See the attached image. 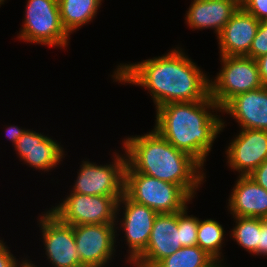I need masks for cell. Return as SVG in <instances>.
<instances>
[{"instance_id":"9a60e30c","label":"cell","mask_w":267,"mask_h":267,"mask_svg":"<svg viewBox=\"0 0 267 267\" xmlns=\"http://www.w3.org/2000/svg\"><path fill=\"white\" fill-rule=\"evenodd\" d=\"M260 21L241 6L217 35L220 56H247Z\"/></svg>"},{"instance_id":"f546056e","label":"cell","mask_w":267,"mask_h":267,"mask_svg":"<svg viewBox=\"0 0 267 267\" xmlns=\"http://www.w3.org/2000/svg\"><path fill=\"white\" fill-rule=\"evenodd\" d=\"M258 65L261 81L264 86H267V54L255 59Z\"/></svg>"},{"instance_id":"603a6c76","label":"cell","mask_w":267,"mask_h":267,"mask_svg":"<svg viewBox=\"0 0 267 267\" xmlns=\"http://www.w3.org/2000/svg\"><path fill=\"white\" fill-rule=\"evenodd\" d=\"M188 206L178 212V229H180L182 247L197 245V229L199 218L188 215Z\"/></svg>"},{"instance_id":"ac0fdd59","label":"cell","mask_w":267,"mask_h":267,"mask_svg":"<svg viewBox=\"0 0 267 267\" xmlns=\"http://www.w3.org/2000/svg\"><path fill=\"white\" fill-rule=\"evenodd\" d=\"M229 196L228 209L233 217L267 216V190L249 176H238Z\"/></svg>"},{"instance_id":"d6a6232c","label":"cell","mask_w":267,"mask_h":267,"mask_svg":"<svg viewBox=\"0 0 267 267\" xmlns=\"http://www.w3.org/2000/svg\"><path fill=\"white\" fill-rule=\"evenodd\" d=\"M263 223L267 226V216L263 218Z\"/></svg>"},{"instance_id":"1f68e13d","label":"cell","mask_w":267,"mask_h":267,"mask_svg":"<svg viewBox=\"0 0 267 267\" xmlns=\"http://www.w3.org/2000/svg\"><path fill=\"white\" fill-rule=\"evenodd\" d=\"M223 259H214L212 262H210L207 266L205 267H226L222 263Z\"/></svg>"},{"instance_id":"d6986e66","label":"cell","mask_w":267,"mask_h":267,"mask_svg":"<svg viewBox=\"0 0 267 267\" xmlns=\"http://www.w3.org/2000/svg\"><path fill=\"white\" fill-rule=\"evenodd\" d=\"M103 0H59L63 28L69 35L94 19ZM99 8V9H98Z\"/></svg>"},{"instance_id":"8992f818","label":"cell","mask_w":267,"mask_h":267,"mask_svg":"<svg viewBox=\"0 0 267 267\" xmlns=\"http://www.w3.org/2000/svg\"><path fill=\"white\" fill-rule=\"evenodd\" d=\"M222 68L210 80V97L222 108L231 98L263 85L255 59L247 56H221Z\"/></svg>"},{"instance_id":"e0dca14e","label":"cell","mask_w":267,"mask_h":267,"mask_svg":"<svg viewBox=\"0 0 267 267\" xmlns=\"http://www.w3.org/2000/svg\"><path fill=\"white\" fill-rule=\"evenodd\" d=\"M240 7V0H193L186 12L192 29H214L218 35Z\"/></svg>"},{"instance_id":"52a82bcc","label":"cell","mask_w":267,"mask_h":267,"mask_svg":"<svg viewBox=\"0 0 267 267\" xmlns=\"http://www.w3.org/2000/svg\"><path fill=\"white\" fill-rule=\"evenodd\" d=\"M122 196H100L70 193L50 211L70 226L116 224L117 202ZM117 220V221H116Z\"/></svg>"},{"instance_id":"5bb4252c","label":"cell","mask_w":267,"mask_h":267,"mask_svg":"<svg viewBox=\"0 0 267 267\" xmlns=\"http://www.w3.org/2000/svg\"><path fill=\"white\" fill-rule=\"evenodd\" d=\"M14 148L26 165L44 172L57 167L65 156L59 142L29 129H26Z\"/></svg>"},{"instance_id":"83f0119b","label":"cell","mask_w":267,"mask_h":267,"mask_svg":"<svg viewBox=\"0 0 267 267\" xmlns=\"http://www.w3.org/2000/svg\"><path fill=\"white\" fill-rule=\"evenodd\" d=\"M267 256V226L263 223L260 231V243L253 255Z\"/></svg>"},{"instance_id":"7402d4cb","label":"cell","mask_w":267,"mask_h":267,"mask_svg":"<svg viewBox=\"0 0 267 267\" xmlns=\"http://www.w3.org/2000/svg\"><path fill=\"white\" fill-rule=\"evenodd\" d=\"M214 258L198 245L182 247L160 260L154 267H205Z\"/></svg>"},{"instance_id":"4dcf8cb0","label":"cell","mask_w":267,"mask_h":267,"mask_svg":"<svg viewBox=\"0 0 267 267\" xmlns=\"http://www.w3.org/2000/svg\"><path fill=\"white\" fill-rule=\"evenodd\" d=\"M15 267H37V266L34 265V264L32 263V261L25 259V260H23V261H21V262L19 261V262L16 264Z\"/></svg>"},{"instance_id":"5b68a950","label":"cell","mask_w":267,"mask_h":267,"mask_svg":"<svg viewBox=\"0 0 267 267\" xmlns=\"http://www.w3.org/2000/svg\"><path fill=\"white\" fill-rule=\"evenodd\" d=\"M18 38L49 47L68 46L69 34L63 28L57 0H28Z\"/></svg>"},{"instance_id":"7a4b0ae2","label":"cell","mask_w":267,"mask_h":267,"mask_svg":"<svg viewBox=\"0 0 267 267\" xmlns=\"http://www.w3.org/2000/svg\"><path fill=\"white\" fill-rule=\"evenodd\" d=\"M217 112L222 110L210 96L194 102L168 103L156 108L154 129L205 166L217 135L225 128Z\"/></svg>"},{"instance_id":"9c48e42d","label":"cell","mask_w":267,"mask_h":267,"mask_svg":"<svg viewBox=\"0 0 267 267\" xmlns=\"http://www.w3.org/2000/svg\"><path fill=\"white\" fill-rule=\"evenodd\" d=\"M116 224L73 226L77 252L83 267H106L117 247Z\"/></svg>"},{"instance_id":"6da1fadb","label":"cell","mask_w":267,"mask_h":267,"mask_svg":"<svg viewBox=\"0 0 267 267\" xmlns=\"http://www.w3.org/2000/svg\"><path fill=\"white\" fill-rule=\"evenodd\" d=\"M179 48L161 57L121 63L111 76L116 82L148 90L155 108L168 103L205 100L210 96L209 76Z\"/></svg>"},{"instance_id":"2e32d148","label":"cell","mask_w":267,"mask_h":267,"mask_svg":"<svg viewBox=\"0 0 267 267\" xmlns=\"http://www.w3.org/2000/svg\"><path fill=\"white\" fill-rule=\"evenodd\" d=\"M221 110L233 117L241 129L267 131V86L234 96Z\"/></svg>"},{"instance_id":"7c38bea8","label":"cell","mask_w":267,"mask_h":267,"mask_svg":"<svg viewBox=\"0 0 267 267\" xmlns=\"http://www.w3.org/2000/svg\"><path fill=\"white\" fill-rule=\"evenodd\" d=\"M225 152L228 166L239 176H249L267 159V131L241 129Z\"/></svg>"},{"instance_id":"ba28073f","label":"cell","mask_w":267,"mask_h":267,"mask_svg":"<svg viewBox=\"0 0 267 267\" xmlns=\"http://www.w3.org/2000/svg\"><path fill=\"white\" fill-rule=\"evenodd\" d=\"M114 153L112 164L97 165L83 160L71 192L94 196H122L126 155Z\"/></svg>"},{"instance_id":"4fadbf2b","label":"cell","mask_w":267,"mask_h":267,"mask_svg":"<svg viewBox=\"0 0 267 267\" xmlns=\"http://www.w3.org/2000/svg\"><path fill=\"white\" fill-rule=\"evenodd\" d=\"M182 248L178 212L157 214L145 251L131 264L154 267L160 260Z\"/></svg>"},{"instance_id":"30bf717a","label":"cell","mask_w":267,"mask_h":267,"mask_svg":"<svg viewBox=\"0 0 267 267\" xmlns=\"http://www.w3.org/2000/svg\"><path fill=\"white\" fill-rule=\"evenodd\" d=\"M43 244L52 267H83L77 252L73 226L63 223L50 210L40 215Z\"/></svg>"},{"instance_id":"277c9868","label":"cell","mask_w":267,"mask_h":267,"mask_svg":"<svg viewBox=\"0 0 267 267\" xmlns=\"http://www.w3.org/2000/svg\"><path fill=\"white\" fill-rule=\"evenodd\" d=\"M124 193L158 214L180 212L192 200L179 185L139 172H124Z\"/></svg>"},{"instance_id":"44dd1931","label":"cell","mask_w":267,"mask_h":267,"mask_svg":"<svg viewBox=\"0 0 267 267\" xmlns=\"http://www.w3.org/2000/svg\"><path fill=\"white\" fill-rule=\"evenodd\" d=\"M235 227L231 230V237L240 247L253 254L260 243L262 218L233 217Z\"/></svg>"},{"instance_id":"484cf974","label":"cell","mask_w":267,"mask_h":267,"mask_svg":"<svg viewBox=\"0 0 267 267\" xmlns=\"http://www.w3.org/2000/svg\"><path fill=\"white\" fill-rule=\"evenodd\" d=\"M8 248L3 240H0V267H15L19 262Z\"/></svg>"},{"instance_id":"4316f807","label":"cell","mask_w":267,"mask_h":267,"mask_svg":"<svg viewBox=\"0 0 267 267\" xmlns=\"http://www.w3.org/2000/svg\"><path fill=\"white\" fill-rule=\"evenodd\" d=\"M249 177L259 186L267 190V159L257 167Z\"/></svg>"},{"instance_id":"cb8c5ba5","label":"cell","mask_w":267,"mask_h":267,"mask_svg":"<svg viewBox=\"0 0 267 267\" xmlns=\"http://www.w3.org/2000/svg\"><path fill=\"white\" fill-rule=\"evenodd\" d=\"M265 54H267V20H262L247 57L257 59Z\"/></svg>"},{"instance_id":"3957f363","label":"cell","mask_w":267,"mask_h":267,"mask_svg":"<svg viewBox=\"0 0 267 267\" xmlns=\"http://www.w3.org/2000/svg\"><path fill=\"white\" fill-rule=\"evenodd\" d=\"M122 148L126 155L124 172H139L179 185L192 199L206 178L196 159L175 148L155 129L127 137Z\"/></svg>"},{"instance_id":"d4e9b609","label":"cell","mask_w":267,"mask_h":267,"mask_svg":"<svg viewBox=\"0 0 267 267\" xmlns=\"http://www.w3.org/2000/svg\"><path fill=\"white\" fill-rule=\"evenodd\" d=\"M240 6L259 21L267 20V0H241Z\"/></svg>"},{"instance_id":"f1b7e54d","label":"cell","mask_w":267,"mask_h":267,"mask_svg":"<svg viewBox=\"0 0 267 267\" xmlns=\"http://www.w3.org/2000/svg\"><path fill=\"white\" fill-rule=\"evenodd\" d=\"M25 131V128L21 129L18 126L10 125L8 126V128H6L5 132L9 140L12 142L13 146H15L17 141L24 134Z\"/></svg>"},{"instance_id":"8fae6325","label":"cell","mask_w":267,"mask_h":267,"mask_svg":"<svg viewBox=\"0 0 267 267\" xmlns=\"http://www.w3.org/2000/svg\"><path fill=\"white\" fill-rule=\"evenodd\" d=\"M123 205V206H122ZM123 208L124 216L120 219V228L128 246V263L132 264L146 249L149 242L154 220L158 213L149 207L132 201L125 193L117 202L116 215Z\"/></svg>"},{"instance_id":"ffe728a7","label":"cell","mask_w":267,"mask_h":267,"mask_svg":"<svg viewBox=\"0 0 267 267\" xmlns=\"http://www.w3.org/2000/svg\"><path fill=\"white\" fill-rule=\"evenodd\" d=\"M223 226L214 219H199L197 245L214 259H222V244L225 241Z\"/></svg>"}]
</instances>
